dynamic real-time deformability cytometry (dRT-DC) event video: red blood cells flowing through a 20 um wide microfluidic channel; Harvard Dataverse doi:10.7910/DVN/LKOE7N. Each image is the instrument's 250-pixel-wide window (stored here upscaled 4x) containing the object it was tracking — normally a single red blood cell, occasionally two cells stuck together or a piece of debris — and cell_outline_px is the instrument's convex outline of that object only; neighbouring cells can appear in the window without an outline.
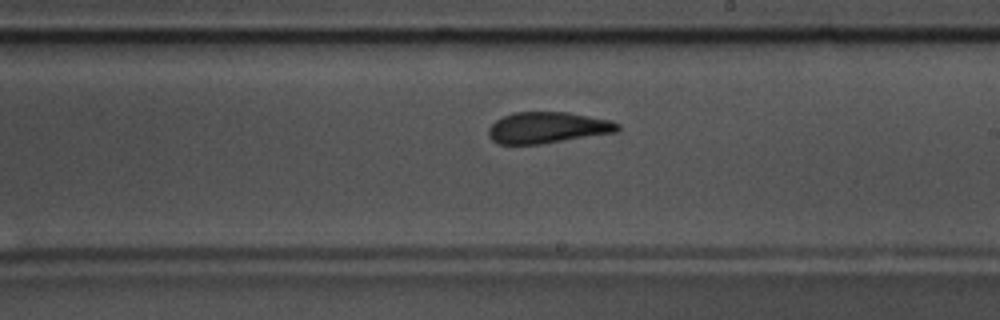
{"species": "common noctule bat (a hibernating species)", "species_latin": "Nyctalus noctula", "temperature_condition": "warm", "stored_images_in_passage": 57, "camera_frame_rate_fps": 3000, "um_per_image_px": 0.085, "animal": {"sex": "male", "body_mass_g": 17.5, "forearm_length_mm": 52.3}, "frame": {"image": 1, "passage_image": 33, "time_ms": 10.667, "image_size_px": [1000, 320], "cell_outline_px": [[620, 128], [616, 132], [540, 144], [500, 144], [492, 140], [488, 136], [488, 128], [496, 120], [512, 112], [568, 112], [612, 120], [620, 124]], "centroid_in_image_um": [46.54, 10.84], "position_along_channel_um": 242.5, "area_um2": 23.52}, "authors_computed_cell_mechanics": {"area_um2": 23.7558, "velocity_mm_per_s": 3.5922, "shape_relaxation_time_tau1_ms": 6.9527, "shape_relaxation_time_tau2_ms": 1.1467, "deformation_change_tau1": 0.2283, "deformation_change_tau2": 0.0984}}